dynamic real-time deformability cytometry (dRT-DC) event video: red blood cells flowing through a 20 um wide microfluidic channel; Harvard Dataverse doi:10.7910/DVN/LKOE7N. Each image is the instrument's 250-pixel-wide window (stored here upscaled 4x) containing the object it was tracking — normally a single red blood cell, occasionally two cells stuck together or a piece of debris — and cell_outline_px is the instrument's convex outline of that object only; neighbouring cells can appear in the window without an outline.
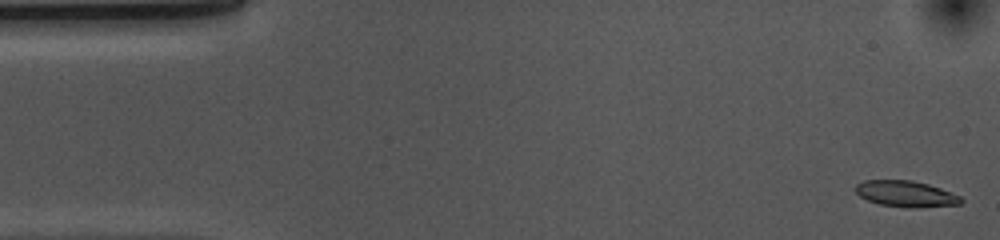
{"species": "common noctule bat (a hibernating species)", "species_latin": "Nyctalus noctula", "temperature_condition": "cold", "stored_images_in_passage": 53, "camera_frame_rate_fps": 3000, "um_per_image_px": 0.085, "animal": {"sex": "female", "body_mass_g": 10.0, "forearm_length_mm": 53.1}, "frame": {"image": 1, "passage_image": 1, "time_ms": 0.0, "image_size_px": [1000, 240], "cell_outline_px": [[964, 200], [960, 204], [916, 208], [908, 208], [880, 204], [868, 200], [860, 196], [856, 192], [856, 184], [864, 180], [912, 180], [928, 184], [940, 188], [960, 196]], "centroid_in_image_um": [77.01, 16.48], "position_along_channel_um": 8.0, "area_um2": 16.01}}
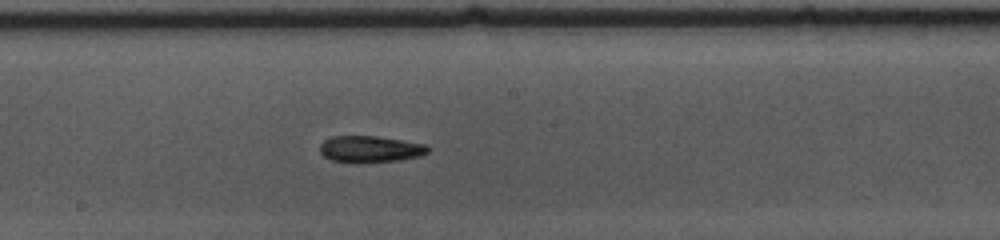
{"frame": {"image": 2, "passage_image": 27, "time_ms": 8.667, "image_size_px": [1000, 240], "cell_outline_px": [[428, 152], [420, 156], [400, 160], [364, 164], [348, 164], [332, 160], [324, 156], [320, 152], [320, 144], [324, 140], [332, 136], [376, 136], [404, 140], [428, 144]], "centroid_in_image_um": [31.46, 12.7], "position_along_channel_um": 216.7, "area_um2": 17.28}}
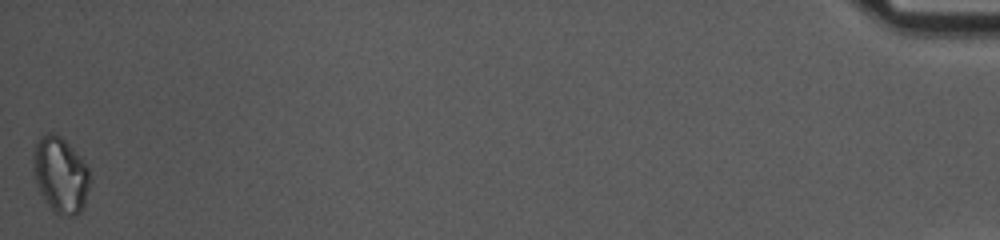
{"frame": {"image": 3, "passage_image": 53, "time_ms": 17.333, "image_size_px": [1000, 240], "cell_outline_px": [[92, 180], [84, 208], [80, 212], [72, 216], [60, 216], [52, 212], [40, 192], [36, 180], [32, 160], [32, 156], [36, 140], [40, 136], [48, 132], [52, 132], [60, 136], [72, 148], [88, 168]], "centroid_in_image_um": [5.15, 14.89], "position_along_channel_um": 430.0, "area_um2": 25.37}, "authors_computed_cell_mechanics": {"area_um2": 16.9932, "velocity_mm_per_s": 3.659, "shape_relaxation_time_tau1_ms": 7.0449, "shape_relaxation_time_tau2_ms": null, "deformation_change_tau1": 0.1547, "deformation_change_tau2": null}}